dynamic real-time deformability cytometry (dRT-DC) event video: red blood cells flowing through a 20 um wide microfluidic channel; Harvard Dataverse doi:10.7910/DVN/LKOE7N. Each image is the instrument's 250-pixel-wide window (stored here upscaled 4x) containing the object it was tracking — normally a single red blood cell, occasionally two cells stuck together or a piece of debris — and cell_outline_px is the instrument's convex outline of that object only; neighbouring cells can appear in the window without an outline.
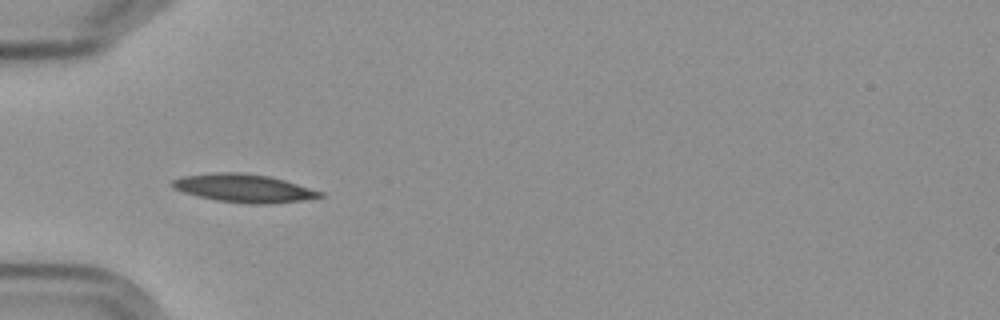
{"species": "Egyptian fruit bat (a non-hibernating species)", "species_latin": "Rousettus aegyptiacus", "temperature_condition": "cold", "stored_images_in_passage": 7, "camera_frame_rate_fps": 3000, "um_per_image_px": 0.085, "frame": {"image": 1, "passage_image": 6, "time_ms": 6.0, "image_size_px": [1000, 320], "cell_outline_px": [[324, 196], [304, 200], [268, 204], [248, 204], [216, 200], [184, 192], [172, 188], [168, 184], [172, 180], [180, 176], [212, 172], [240, 172], [268, 176], [284, 180], [324, 192]], "centroid_in_image_um": [20.69, 15.99], "position_along_channel_um": 64.3, "area_um2": 24.39}}
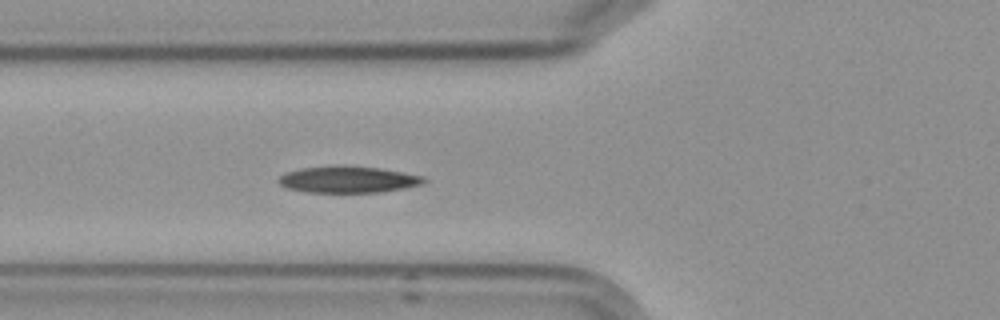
{"frame": {"image": 2, "passage_image": 7, "time_ms": 7.0, "image_size_px": [1000, 320], "cell_outline_px": [[428, 180], [424, 184], [404, 188], [380, 192], [304, 192], [288, 188], [280, 184], [276, 180], [284, 172], [300, 168], [380, 168], [404, 172], [424, 176]], "centroid_in_image_um": [29.62, 15.29], "position_along_channel_um": 96.2, "area_um2": 21.79}}